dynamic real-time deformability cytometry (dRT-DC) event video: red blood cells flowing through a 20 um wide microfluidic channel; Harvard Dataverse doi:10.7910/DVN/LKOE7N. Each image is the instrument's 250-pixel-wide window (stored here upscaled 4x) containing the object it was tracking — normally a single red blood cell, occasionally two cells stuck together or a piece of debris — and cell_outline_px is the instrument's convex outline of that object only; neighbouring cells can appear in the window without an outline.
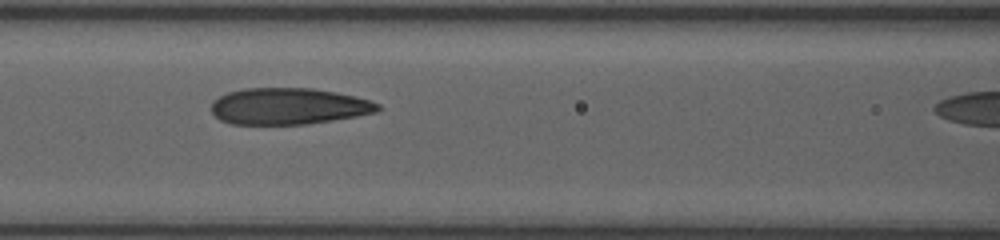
{"species": "human", "species_latin": "Homo sapiens", "temperature_condition": "room temperature", "stored_images_in_passage": 9, "camera_frame_rate_fps": 3000, "um_per_image_px": 0.085, "donor": {"sex": "female"}, "frame": {"image": 1, "passage_image": 4, "time_ms": 2.0, "image_size_px": [1000, 240], "cell_outline_px": [[380, 108], [376, 112], [356, 116], [332, 120], [304, 124], [232, 124], [220, 120], [212, 112], [212, 100], [228, 92], [244, 88], [312, 88], [336, 92], [372, 100], [380, 104]], "centroid_in_image_um": [24.52, 9.02], "position_along_channel_um": 142.1, "area_um2": 35.37}}
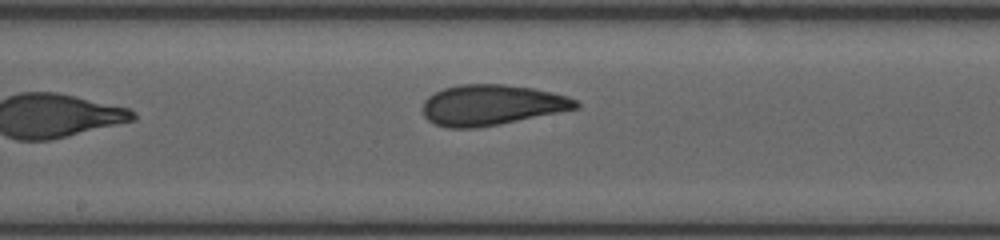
{"frame": {"image": 2, "passage_image": 6, "time_ms": 3.667, "image_size_px": [1000, 240], "cell_outline_px": [[580, 108], [500, 124], [476, 128], [448, 128], [436, 124], [428, 120], [424, 116], [424, 100], [428, 96], [444, 88], [460, 84], [504, 84], [532, 88], [552, 92], [568, 96], [576, 100], [580, 104]], "centroid_in_image_um": [41.81, 8.92], "position_along_channel_um": 206.4, "area_um2": 36.18}}
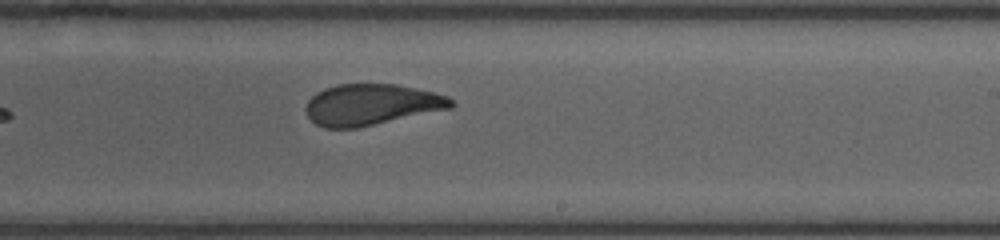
{"frame": {"image": 3, "passage_image": 8, "time_ms": 5.0, "image_size_px": [1000, 240], "cell_outline_px": [[456, 104], [452, 108], [356, 128], [324, 128], [316, 124], [308, 116], [304, 108], [308, 100], [316, 92], [324, 88], [336, 84], [396, 84], [416, 88], [448, 96]], "centroid_in_image_um": [31.55, 8.89], "position_along_channel_um": 257.5, "area_um2": 34.85}}